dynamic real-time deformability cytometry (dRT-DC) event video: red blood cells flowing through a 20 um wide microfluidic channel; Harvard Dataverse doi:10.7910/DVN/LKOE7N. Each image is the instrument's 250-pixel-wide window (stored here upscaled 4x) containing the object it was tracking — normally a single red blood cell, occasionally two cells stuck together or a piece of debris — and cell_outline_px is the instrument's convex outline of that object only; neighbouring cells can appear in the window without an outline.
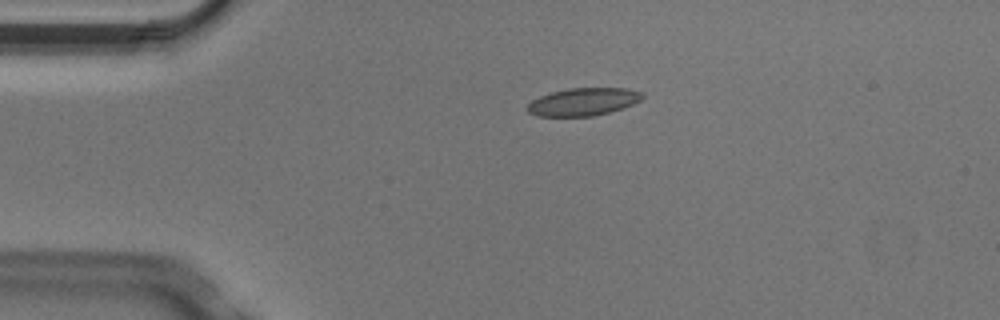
{"species": "Egyptian fruit bat (a non-hibernating species)", "species_latin": "Rousettus aegyptiacus", "temperature_condition": "cold", "stored_images_in_passage": 3, "camera_frame_rate_fps": 3000, "um_per_image_px": 0.085, "animal": {"sex": "male"}, "frame": {"image": 1, "passage_image": 2, "time_ms": 0.333, "image_size_px": [1000, 320], "cell_outline_px": [[644, 96], [640, 100], [632, 104], [608, 112], [592, 116], [536, 116], [528, 112], [528, 104], [532, 100], [540, 96], [552, 92], [568, 88], [628, 88], [644, 92]], "centroid_in_image_um": [49.58, 8.64], "position_along_channel_um": 35.4, "area_um2": 18.44}}